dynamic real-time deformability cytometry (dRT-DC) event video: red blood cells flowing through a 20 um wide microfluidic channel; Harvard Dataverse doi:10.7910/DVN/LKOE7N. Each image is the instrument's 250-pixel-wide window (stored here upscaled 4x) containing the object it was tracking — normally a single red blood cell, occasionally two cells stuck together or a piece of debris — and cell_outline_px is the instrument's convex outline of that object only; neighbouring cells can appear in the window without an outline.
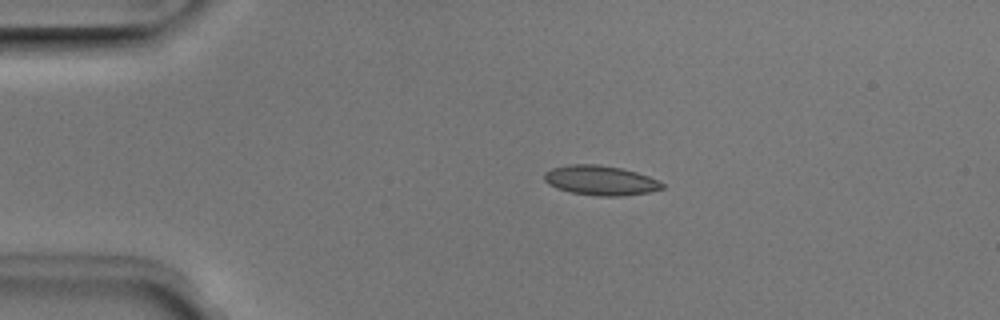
{"species": "Egyptian fruit bat (a non-hibernating species)", "species_latin": "Rousettus aegyptiacus", "temperature_condition": "room temperature", "stored_images_in_passage": 4, "camera_frame_rate_fps": 3000, "um_per_image_px": 0.085, "animal": {"sex": "male"}, "frame": {"image": 1, "passage_image": 2, "time_ms": 0.333, "image_size_px": [1000, 320], "cell_outline_px": [[664, 188], [648, 192], [620, 196], [596, 196], [572, 192], [556, 188], [548, 184], [544, 180], [544, 172], [552, 168], [572, 164], [596, 164], [620, 168], [636, 172], [648, 176], [664, 184]], "centroid_in_image_um": [51.01, 15.33], "position_along_channel_um": 34.0, "area_um2": 20.23}}
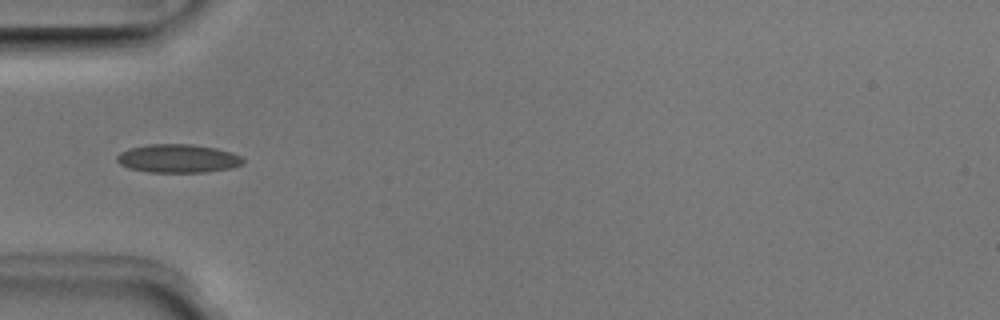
{"frame": {"image": 2, "passage_image": 4, "time_ms": 1.0, "image_size_px": [1000, 320], "cell_outline_px": [[244, 160], [240, 164], [232, 168], [204, 172], [148, 172], [128, 168], [120, 164], [116, 160], [116, 156], [120, 152], [128, 148], [148, 144], [192, 144], [216, 148], [232, 152], [240, 156]], "centroid_in_image_um": [15.09, 13.46], "position_along_channel_um": 69.9, "area_um2": 20.98}}